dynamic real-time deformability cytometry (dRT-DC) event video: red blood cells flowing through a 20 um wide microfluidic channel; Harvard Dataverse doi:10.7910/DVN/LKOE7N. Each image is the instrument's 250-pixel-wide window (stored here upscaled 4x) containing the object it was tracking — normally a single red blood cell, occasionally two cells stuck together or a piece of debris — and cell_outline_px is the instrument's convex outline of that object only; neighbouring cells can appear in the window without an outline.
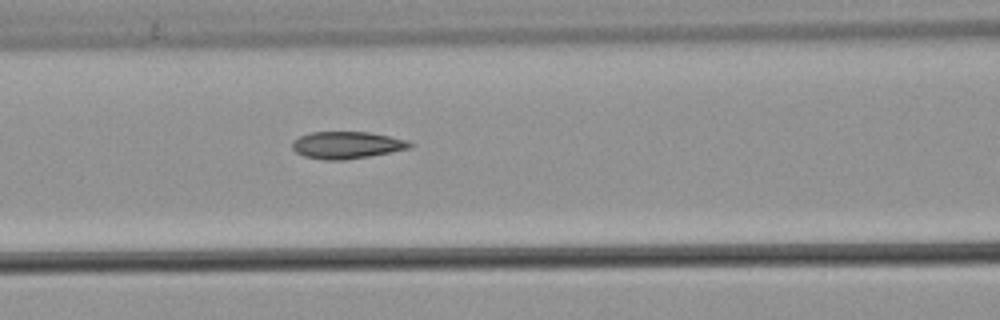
{"species": "common noctule bat (a hibernating species)", "species_latin": "Nyctalus noctula", "temperature_condition": "warm", "stored_images_in_passage": 7, "camera_frame_rate_fps": 3000, "um_per_image_px": 0.085, "animal": {"sex": "male", "body_mass_g": 21.5, "forearm_length_mm": 52.0}, "frame": {"image": 1, "passage_image": 7, "time_ms": 2.0, "image_size_px": [1000, 320], "cell_outline_px": [[416, 144], [412, 148], [368, 156], [344, 160], [324, 160], [304, 156], [296, 152], [292, 148], [292, 140], [300, 136], [312, 132], [368, 132], [408, 140]], "centroid_in_image_um": [29.5, 12.33], "position_along_channel_um": 137.1, "area_um2": 18.61}}